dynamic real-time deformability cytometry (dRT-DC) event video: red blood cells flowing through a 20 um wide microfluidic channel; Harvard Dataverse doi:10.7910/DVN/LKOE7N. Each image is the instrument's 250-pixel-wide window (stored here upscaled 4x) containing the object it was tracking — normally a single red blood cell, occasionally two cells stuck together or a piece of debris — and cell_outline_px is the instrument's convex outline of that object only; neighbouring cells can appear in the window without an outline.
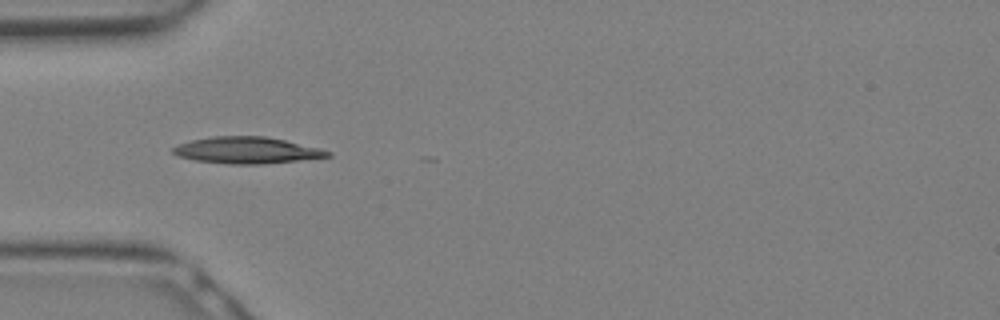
{"species": "Egyptian fruit bat (a non-hibernating species)", "species_latin": "Rousettus aegyptiacus", "temperature_condition": "warm", "stored_images_in_passage": 6, "camera_frame_rate_fps": 3000, "um_per_image_px": 0.085, "animal": {"sex": "female"}, "frame": {"image": 1, "passage_image": 1, "time_ms": 0.0, "image_size_px": [1000, 320], "cell_outline_px": [[332, 156], [264, 164], [228, 164], [196, 160], [180, 156], [172, 152], [172, 148], [180, 144], [192, 140], [212, 136], [264, 136], [284, 140], [320, 148], [332, 152]], "centroid_in_image_um": [21.0, 12.77], "position_along_channel_um": 64.0, "area_um2": 23.7}}
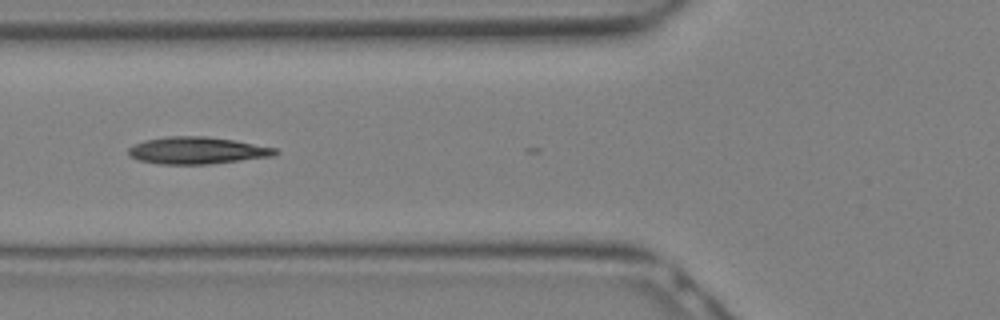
{"frame": {"image": 2, "passage_image": 3, "time_ms": 0.667, "image_size_px": [1000, 320], "cell_outline_px": [[280, 152], [276, 156], [208, 164], [160, 164], [140, 160], [128, 156], [128, 148], [132, 144], [144, 140], [168, 136], [208, 136], [232, 140], [276, 148]], "centroid_in_image_um": [16.74, 12.79], "position_along_channel_um": 109.1, "area_um2": 23.24}}
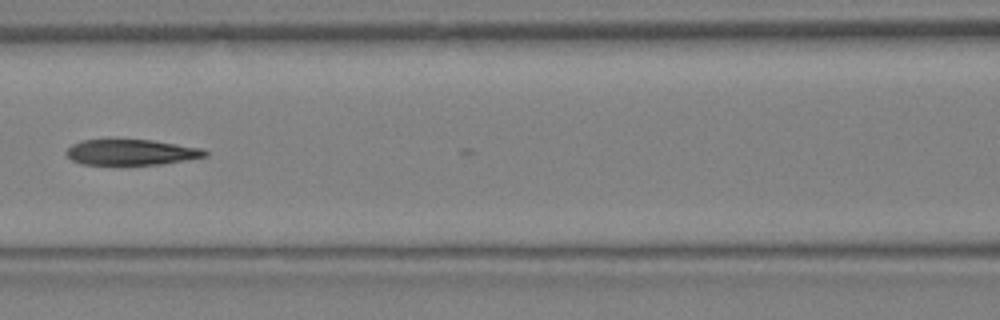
{"frame": {"image": 3, "passage_image": 5, "time_ms": 1.333, "image_size_px": [1000, 320], "cell_outline_px": [[208, 156], [160, 164], [80, 164], [72, 160], [64, 152], [72, 144], [80, 140], [152, 140], [200, 148], [208, 152]], "centroid_in_image_um": [11.12, 12.94], "position_along_channel_um": 155.5, "area_um2": 20.46}}